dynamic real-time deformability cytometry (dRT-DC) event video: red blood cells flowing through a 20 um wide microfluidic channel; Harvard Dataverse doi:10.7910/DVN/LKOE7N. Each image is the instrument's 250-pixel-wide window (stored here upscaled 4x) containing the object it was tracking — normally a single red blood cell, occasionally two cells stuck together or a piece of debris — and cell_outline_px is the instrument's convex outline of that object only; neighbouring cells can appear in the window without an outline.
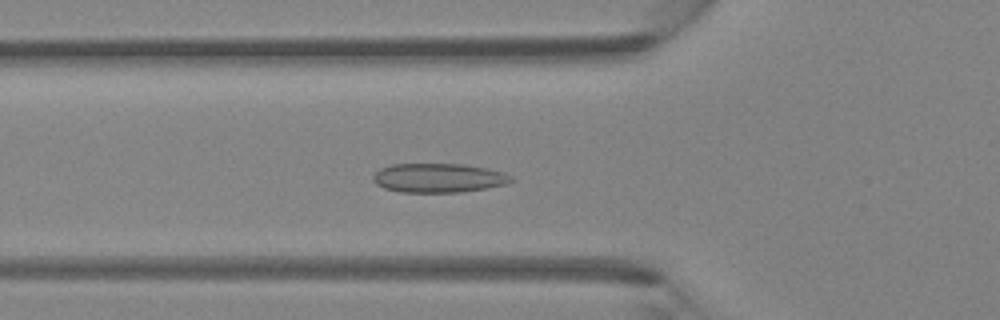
{"species": "Egyptian fruit bat (a non-hibernating species)", "species_latin": "Rousettus aegyptiacus", "temperature_condition": "room temperature", "stored_images_in_passage": 41, "camera_frame_rate_fps": 3000, "um_per_image_px": 0.085, "animal": {"sex": "female"}, "frame": {"image": 1, "passage_image": 11, "time_ms": 3.333, "image_size_px": [1000, 320], "cell_outline_px": [[508, 180], [500, 184], [484, 188], [452, 192], [404, 192], [388, 188], [380, 184], [376, 180], [376, 172], [384, 168], [396, 164], [452, 164], [480, 168], [496, 172]], "centroid_in_image_um": [37.13, 15.13], "position_along_channel_um": 88.7, "area_um2": 21.44}}
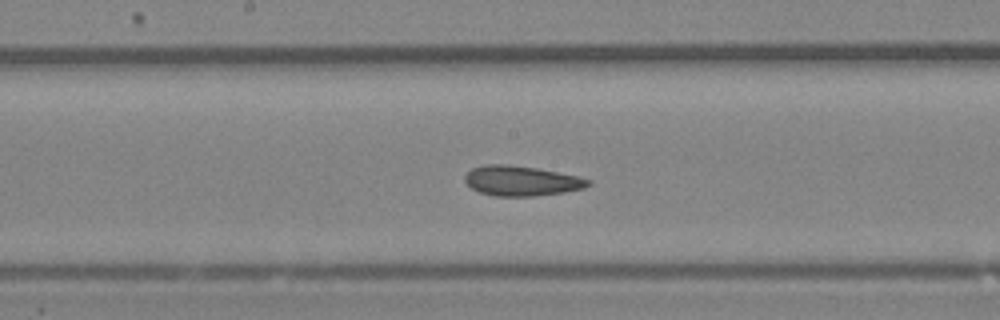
{"frame": {"image": 2, "passage_image": 19, "time_ms": 6.0, "image_size_px": [1000, 320], "cell_outline_px": [[588, 184], [580, 188], [560, 192], [528, 196], [500, 196], [480, 192], [472, 188], [468, 184], [468, 172], [472, 168], [532, 168], [576, 176], [588, 180]], "centroid_in_image_um": [44.35, 15.44], "position_along_channel_um": 203.8, "area_um2": 19.25}}
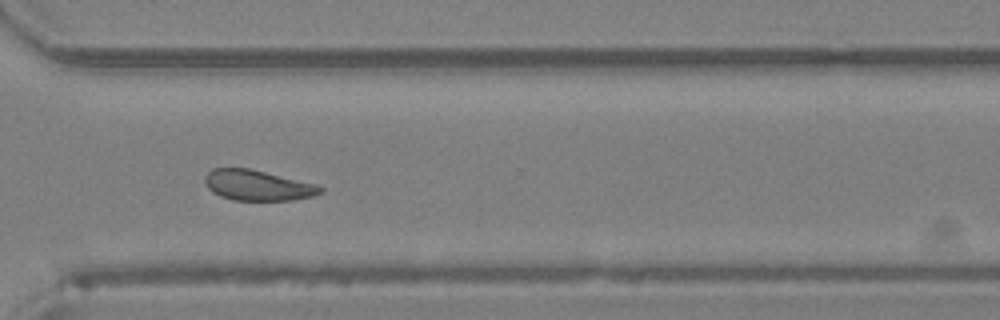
{"frame": {"image": 3, "passage_image": 29, "time_ms": 9.333, "image_size_px": [1000, 320], "cell_outline_px": [[324, 188], [320, 192], [308, 196], [288, 200], [236, 200], [224, 196], [216, 192], [208, 184], [208, 172], [216, 168], [248, 168], [312, 184]], "centroid_in_image_um": [21.91, 15.75], "position_along_channel_um": 348.7, "area_um2": 19.13}, "authors_computed_cell_mechanics": {"area_um2": 20.4034, "velocity_mm_per_s": 4.3327, "shape_relaxation_time_tau1_ms": null, "shape_relaxation_time_tau2_ms": 1.6671, "deformation_change_tau1": null, "deformation_change_tau2": 0.0746}}